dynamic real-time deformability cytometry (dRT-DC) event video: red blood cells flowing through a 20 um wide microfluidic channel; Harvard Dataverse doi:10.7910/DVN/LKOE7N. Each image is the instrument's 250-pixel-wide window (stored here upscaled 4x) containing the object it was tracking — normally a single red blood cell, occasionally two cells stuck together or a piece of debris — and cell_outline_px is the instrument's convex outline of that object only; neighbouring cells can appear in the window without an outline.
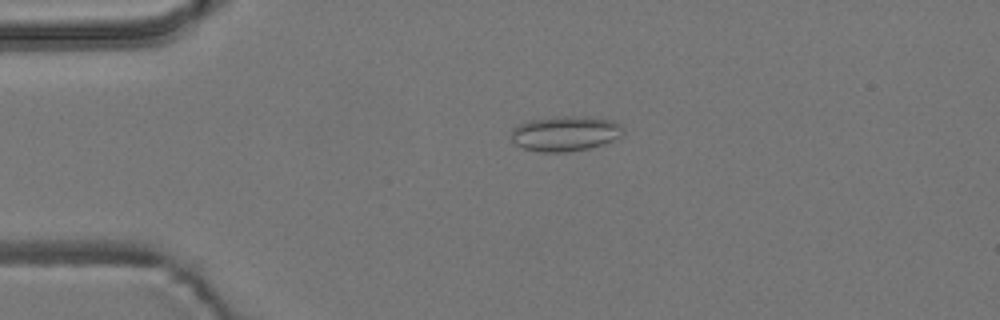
{"species": "common noctule bat (a hibernating species)", "species_latin": "Nyctalus noctula", "temperature_condition": "room temperature", "stored_images_in_passage": 5, "camera_frame_rate_fps": 3000, "um_per_image_px": 0.085, "animal": {"sex": "male", "body_mass_g": 19.2, "forearm_length_mm": 51.8}, "frame": {"image": 1, "passage_image": 4, "time_ms": 3.333, "image_size_px": [1000, 320], "cell_outline_px": [[624, 132], [620, 136], [604, 144], [588, 148], [568, 152], [540, 152], [524, 148], [516, 144], [512, 140], [512, 128], [524, 120], [556, 116], [588, 116], [612, 120], [620, 124], [624, 128]], "centroid_in_image_um": [48.03, 11.33], "position_along_channel_um": 37.0, "area_um2": 23.24}}